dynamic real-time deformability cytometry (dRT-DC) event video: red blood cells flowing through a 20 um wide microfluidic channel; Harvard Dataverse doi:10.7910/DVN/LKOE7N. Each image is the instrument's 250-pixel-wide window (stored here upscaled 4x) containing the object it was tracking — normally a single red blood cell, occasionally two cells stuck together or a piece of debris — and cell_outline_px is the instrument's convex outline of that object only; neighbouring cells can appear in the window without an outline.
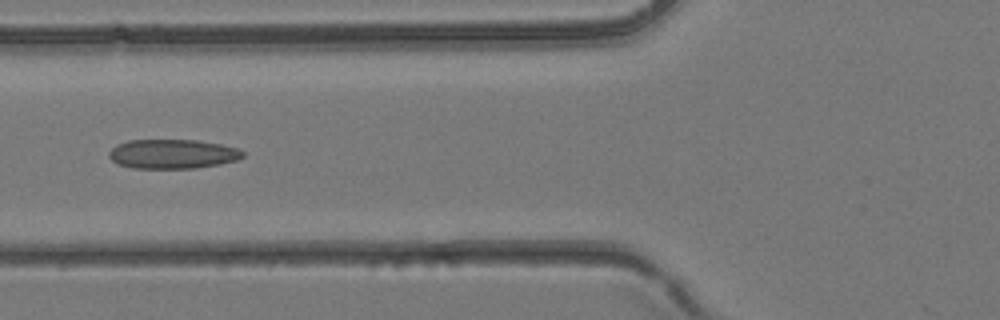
{"species": "common noctule bat (a hibernating species)", "species_latin": "Nyctalus noctula", "temperature_condition": "room temperature", "stored_images_in_passage": 2, "camera_frame_rate_fps": 3000, "um_per_image_px": 0.085, "animal": {"sex": "female", "body_mass_g": 24.6, "forearm_length_mm": 56.2}, "frame": {"image": 1, "passage_image": 2, "time_ms": 0.333, "image_size_px": [1000, 320], "cell_outline_px": [[244, 156], [236, 160], [220, 164], [196, 168], [132, 168], [120, 164], [112, 160], [108, 156], [108, 152], [116, 144], [128, 140], [200, 140], [220, 144], [236, 148], [244, 152]], "centroid_in_image_um": [14.65, 13.08], "position_along_channel_um": 111.1, "area_um2": 22.89}}